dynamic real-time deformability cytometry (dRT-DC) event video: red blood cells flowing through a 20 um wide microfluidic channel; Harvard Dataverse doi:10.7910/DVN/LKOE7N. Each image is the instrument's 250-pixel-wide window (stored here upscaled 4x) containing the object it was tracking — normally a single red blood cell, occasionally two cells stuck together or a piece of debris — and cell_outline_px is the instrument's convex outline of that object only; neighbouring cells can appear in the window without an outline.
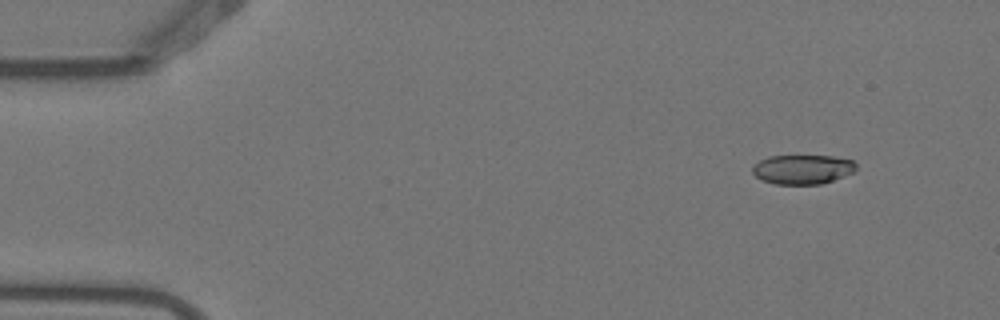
{"species": "Egyptian fruit bat (a non-hibernating species)", "species_latin": "Rousettus aegyptiacus", "temperature_condition": "warm", "stored_images_in_passage": 4, "camera_frame_rate_fps": 3000, "um_per_image_px": 0.085, "animal": {"sex": "female"}, "frame": {"image": 1, "passage_image": 1, "time_ms": 0.0, "image_size_px": [1000, 320], "cell_outline_px": [[856, 172], [820, 184], [776, 184], [760, 180], [752, 172], [752, 164], [768, 156], [832, 156], [852, 160], [856, 164]], "centroid_in_image_um": [68.2, 14.39], "position_along_channel_um": 16.8, "area_um2": 17.86}}
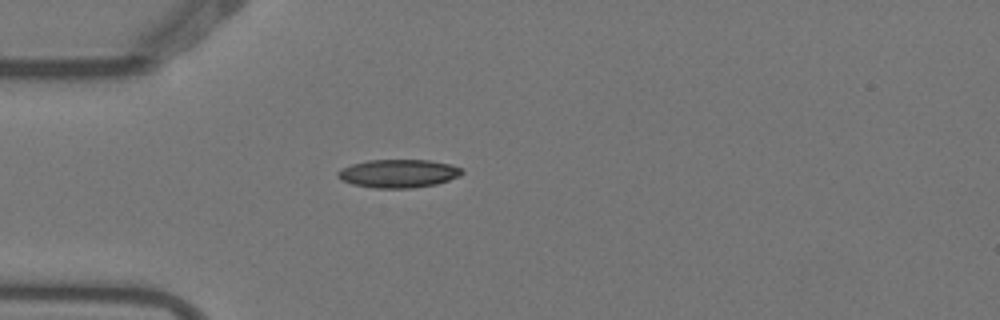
{"frame": {"image": 2, "passage_image": 4, "time_ms": 1.0, "image_size_px": [1000, 320], "cell_outline_px": [[464, 172], [460, 176], [436, 184], [412, 188], [376, 188], [352, 184], [340, 180], [336, 176], [336, 172], [340, 168], [352, 164], [368, 160], [428, 160], [448, 164], [460, 168]], "centroid_in_image_um": [33.81, 14.75], "position_along_channel_um": 51.2, "area_um2": 20.46}}